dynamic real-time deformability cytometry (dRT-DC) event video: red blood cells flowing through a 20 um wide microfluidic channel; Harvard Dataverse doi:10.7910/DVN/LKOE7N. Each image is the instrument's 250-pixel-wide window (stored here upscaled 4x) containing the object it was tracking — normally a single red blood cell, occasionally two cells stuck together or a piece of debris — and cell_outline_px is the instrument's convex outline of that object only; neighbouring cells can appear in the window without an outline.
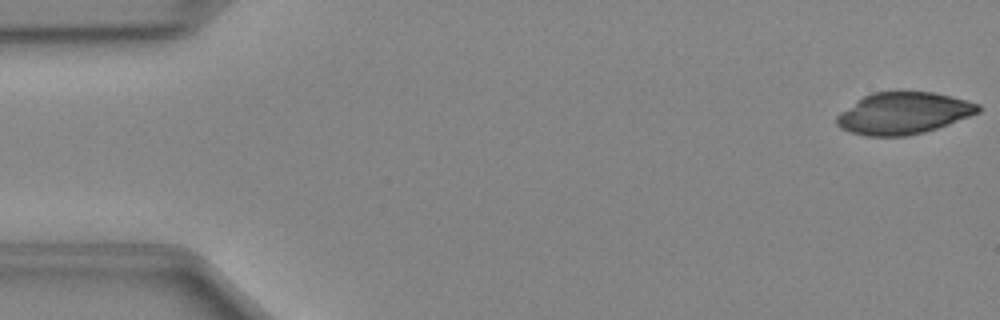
{"species": "Egyptian fruit bat (a non-hibernating species)", "species_latin": "Rousettus aegyptiacus", "temperature_condition": "cold", "stored_images_in_passage": 47, "camera_frame_rate_fps": 3000, "um_per_image_px": 0.085, "animal": {"sex": "female"}, "frame": {"image": 1, "passage_image": 1, "time_ms": 0.0, "image_size_px": [1000, 320], "cell_outline_px": [[980, 112], [948, 124], [924, 132], [904, 136], [864, 136], [848, 132], [840, 128], [836, 124], [836, 116], [840, 112], [856, 100], [872, 92], [932, 92], [968, 100], [980, 104]], "centroid_in_image_um": [76.76, 9.63], "position_along_channel_um": 8.2, "area_um2": 34.45}}
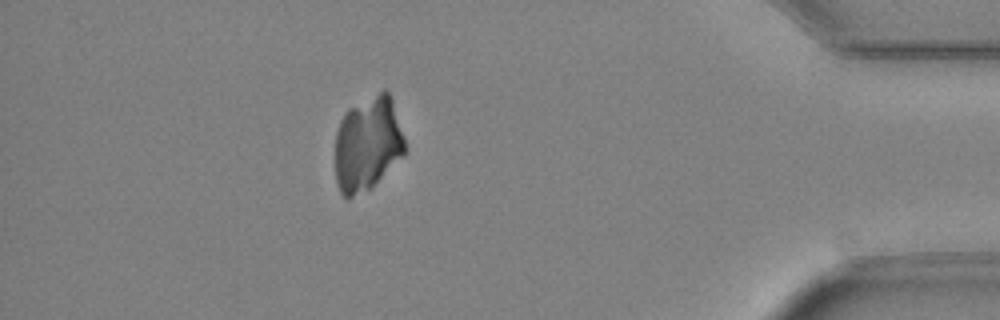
{"frame": {"image": 2, "passage_image": 42, "time_ms": 13.667, "image_size_px": [1000, 320], "cell_outline_px": [[404, 156], [368, 188], [352, 196], [344, 196], [340, 192], [336, 184], [336, 132], [340, 120], [348, 108], [384, 88], [388, 92], [392, 100], [404, 136]], "centroid_in_image_um": [31.24, 12.17], "position_along_channel_um": 404.0, "area_um2": 37.97}}